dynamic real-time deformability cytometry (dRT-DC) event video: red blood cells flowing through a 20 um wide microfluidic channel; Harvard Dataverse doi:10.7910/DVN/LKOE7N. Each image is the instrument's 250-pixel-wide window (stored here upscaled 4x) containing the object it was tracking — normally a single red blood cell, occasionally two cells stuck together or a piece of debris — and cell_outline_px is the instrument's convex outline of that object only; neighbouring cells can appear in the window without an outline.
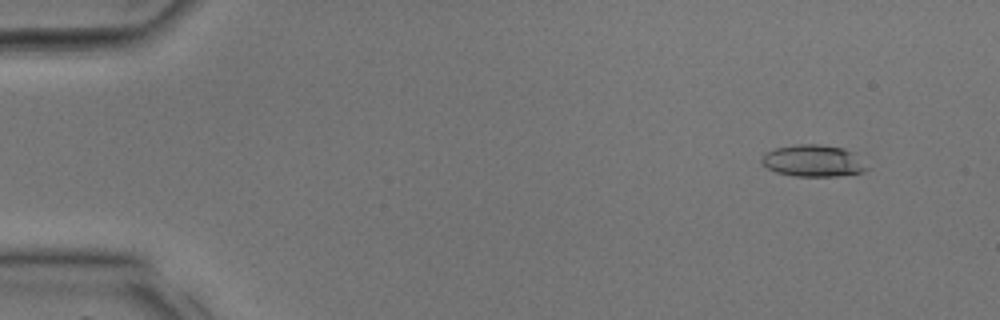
{"species": "common noctule bat (a hibernating species)", "species_latin": "Nyctalus noctula", "temperature_condition": "room temperature", "stored_images_in_passage": 35, "camera_frame_rate_fps": 3000, "um_per_image_px": 0.085, "animal": {"sex": "male", "body_mass_g": 17.9, "forearm_length_mm": 54.2}, "frame": {"image": 1, "passage_image": 4, "time_ms": 1.0, "image_size_px": [1000, 320], "cell_outline_px": [[868, 168], [864, 172], [836, 176], [796, 176], [776, 172], [768, 168], [760, 160], [764, 152], [776, 148], [800, 144], [816, 144], [844, 148], [852, 152]], "centroid_in_image_um": [69.09, 13.67], "position_along_channel_um": 15.9, "area_um2": 19.25}}
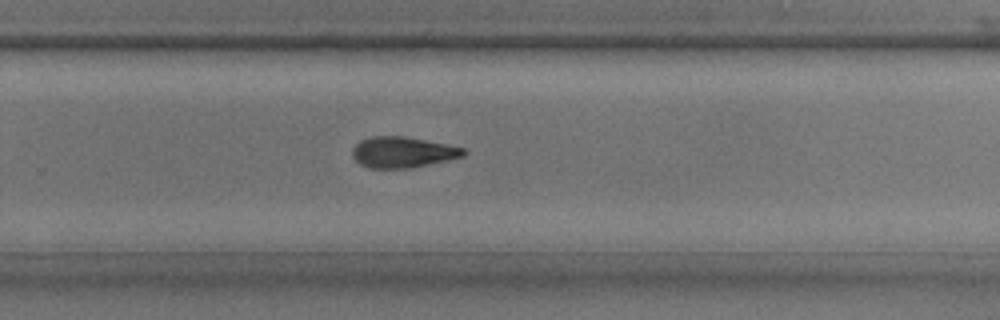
{"frame": {"image": 2, "passage_image": 24, "time_ms": 7.667, "image_size_px": [1000, 320], "cell_outline_px": [[468, 152], [464, 156], [448, 160], [412, 168], [368, 168], [360, 164], [352, 156], [352, 148], [360, 140], [372, 136], [404, 136], [464, 148]], "centroid_in_image_um": [34.21, 12.94], "position_along_channel_um": 295.6, "area_um2": 20.0}}
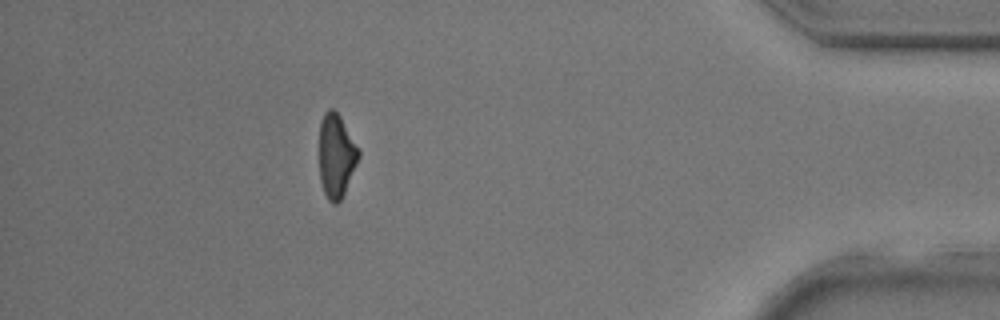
{"frame": {"image": 3, "passage_image": 32, "time_ms": 10.333, "image_size_px": [1000, 320], "cell_outline_px": [[360, 156], [344, 192], [340, 200], [336, 204], [332, 204], [328, 200], [324, 192], [320, 180], [320, 124], [324, 112], [328, 108], [332, 108], [340, 116], [360, 148]], "centroid_in_image_um": [28.59, 13.22], "position_along_channel_um": 406.6, "area_um2": 19.13}}